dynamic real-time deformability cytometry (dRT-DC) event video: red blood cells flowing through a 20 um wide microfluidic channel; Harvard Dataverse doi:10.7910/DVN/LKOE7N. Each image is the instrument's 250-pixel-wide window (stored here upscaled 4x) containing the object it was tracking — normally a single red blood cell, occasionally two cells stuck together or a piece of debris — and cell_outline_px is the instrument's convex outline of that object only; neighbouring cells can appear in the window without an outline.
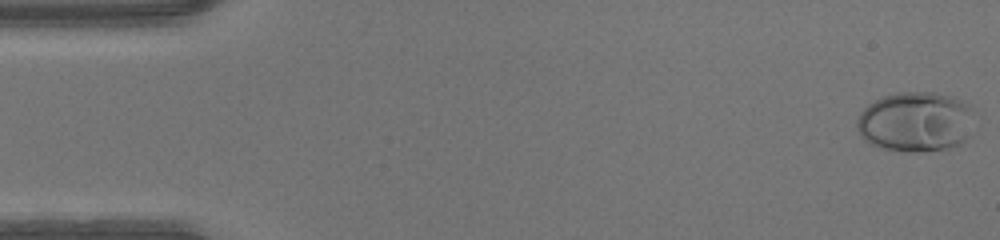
{"species": "human", "species_latin": "Homo sapiens", "temperature_condition": "warm", "stored_images_in_passage": 48, "camera_frame_rate_fps": 3000, "um_per_image_px": 0.085, "donor": {"sex": "male"}, "frame": {"image": 1, "passage_image": 1, "time_ms": 0.0, "image_size_px": [1000, 240], "cell_outline_px": [[972, 108], [968, 136], [960, 144], [948, 148], [916, 152], [912, 152], [884, 148], [872, 144], [864, 140], [860, 136], [856, 128], [856, 120], [860, 112], [868, 104], [884, 96], [900, 92], [936, 92], [952, 96], [968, 104]], "centroid_in_image_um": [77.78, 10.34], "position_along_channel_um": 7.2, "area_um2": 40.92}}
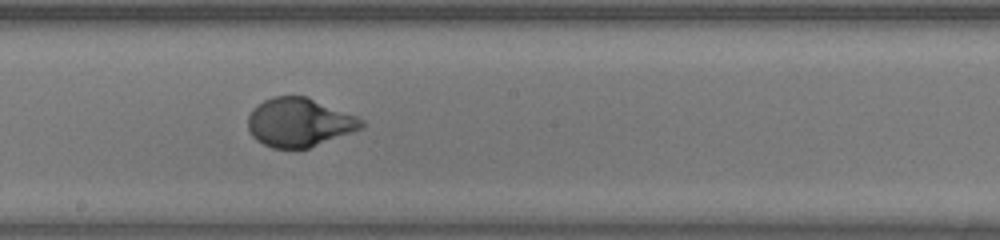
{"frame": {"image": 2, "passage_image": 26, "time_ms": 8.333, "image_size_px": [1000, 240], "cell_outline_px": [[364, 128], [308, 148], [272, 148], [256, 140], [252, 136], [248, 128], [248, 116], [252, 108], [264, 100], [272, 96], [308, 96], [356, 116], [364, 120]], "centroid_in_image_um": [25.43, 10.39], "position_along_channel_um": 222.8, "area_um2": 32.31}}
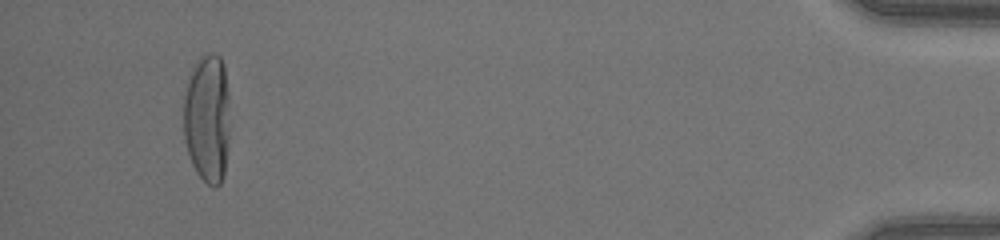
{"frame": {"image": 3, "passage_image": 45, "time_ms": 14.667, "image_size_px": [1000, 240], "cell_outline_px": [[228, 140], [224, 176], [220, 184], [216, 188], [212, 188], [196, 172], [192, 164], [184, 140], [184, 96], [188, 80], [196, 60], [200, 56], [212, 52], [220, 56], [224, 64], [228, 92]], "centroid_in_image_um": [17.62, 10.06], "position_along_channel_um": 417.6, "area_um2": 34.97}}